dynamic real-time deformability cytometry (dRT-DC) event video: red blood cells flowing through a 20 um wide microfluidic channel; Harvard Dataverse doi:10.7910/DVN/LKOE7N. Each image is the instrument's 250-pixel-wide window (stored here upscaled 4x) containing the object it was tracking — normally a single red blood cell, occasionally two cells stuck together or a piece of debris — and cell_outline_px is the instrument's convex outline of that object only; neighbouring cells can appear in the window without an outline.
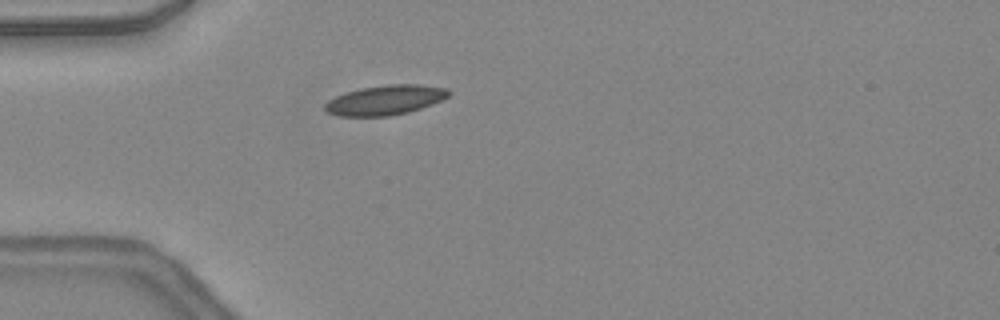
{"species": "common noctule bat (a hibernating species)", "species_latin": "Nyctalus noctula", "temperature_condition": "warm", "stored_images_in_passage": 39, "camera_frame_rate_fps": 3000, "um_per_image_px": 0.085, "animal": {"sex": "female", "body_mass_g": 24.6, "forearm_length_mm": 56.2}, "frame": {"image": 1, "passage_image": 6, "time_ms": 1.667, "image_size_px": [1000, 320], "cell_outline_px": [[448, 92], [444, 96], [436, 100], [400, 112], [368, 116], [360, 116], [332, 112], [328, 108], [328, 104], [344, 96], [356, 92], [372, 88], [432, 88]], "centroid_in_image_um": [32.66, 8.57], "position_along_channel_um": 52.3, "area_um2": 16.59}}
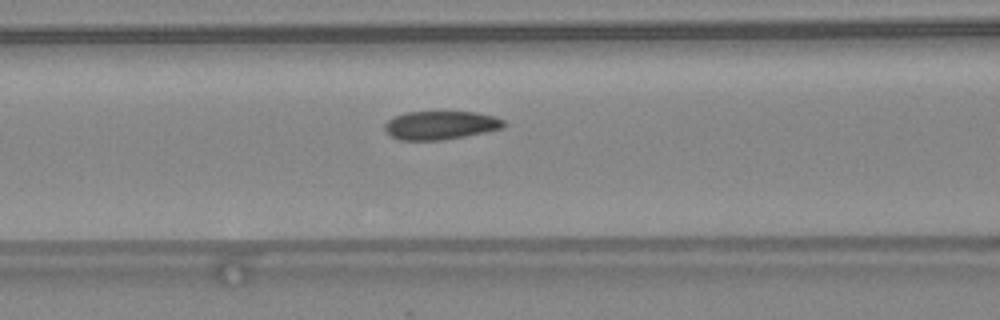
{"frame": {"image": 2, "passage_image": 12, "time_ms": 3.667, "image_size_px": [1000, 320], "cell_outline_px": [[500, 124], [492, 128], [452, 136], [400, 136], [392, 132], [388, 128], [396, 120], [404, 116], [424, 112], [460, 112], [484, 116], [500, 120]], "centroid_in_image_um": [37.52, 10.55], "position_along_channel_um": 129.1, "area_um2": 15.03}, "authors_computed_cell_mechanics": {"area_um2": 15.4326, "velocity_mm_per_s": 4.3816, "shape_relaxation_time_tau1_ms": null, "shape_relaxation_time_tau2_ms": 2.5708, "deformation_change_tau1": null, "deformation_change_tau2": 0.0887}}